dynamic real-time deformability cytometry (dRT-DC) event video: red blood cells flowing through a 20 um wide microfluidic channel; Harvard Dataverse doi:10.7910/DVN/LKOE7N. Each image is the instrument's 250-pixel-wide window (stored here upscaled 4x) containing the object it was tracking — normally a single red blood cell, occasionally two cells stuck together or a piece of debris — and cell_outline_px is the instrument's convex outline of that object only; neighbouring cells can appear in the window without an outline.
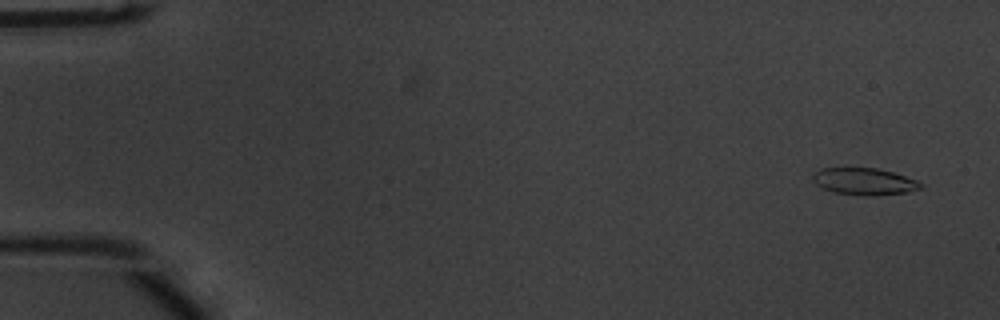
{"species": "common noctule bat (a hibernating species)", "species_latin": "Nyctalus noctula", "temperature_condition": "warm", "stored_images_in_passage": 54, "camera_frame_rate_fps": 3000, "um_per_image_px": 0.085, "animal": {"sex": "male", "body_mass_g": 20.1, "forearm_length_mm": 53.5}, "frame": {"image": 1, "passage_image": 3, "time_ms": 0.667, "image_size_px": [1000, 320], "cell_outline_px": [[924, 188], [908, 192], [876, 196], [864, 196], [836, 192], [824, 188], [816, 184], [812, 180], [812, 176], [820, 168], [876, 168], [892, 172], [916, 180], [924, 184]], "centroid_in_image_um": [73.5, 15.43], "position_along_channel_um": 11.5, "area_um2": 16.94}}
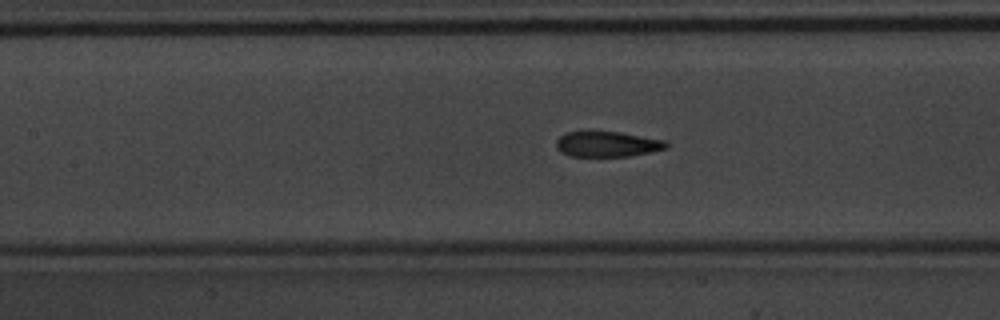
{"frame": {"image": 2, "passage_image": 25, "time_ms": 8.0, "image_size_px": [1000, 320], "cell_outline_px": [[668, 148], [652, 152], [632, 156], [568, 156], [560, 152], [556, 148], [556, 140], [560, 136], [568, 132], [620, 132], [668, 140]], "centroid_in_image_um": [51.66, 12.26], "position_along_channel_um": 155.7, "area_um2": 16.47}}
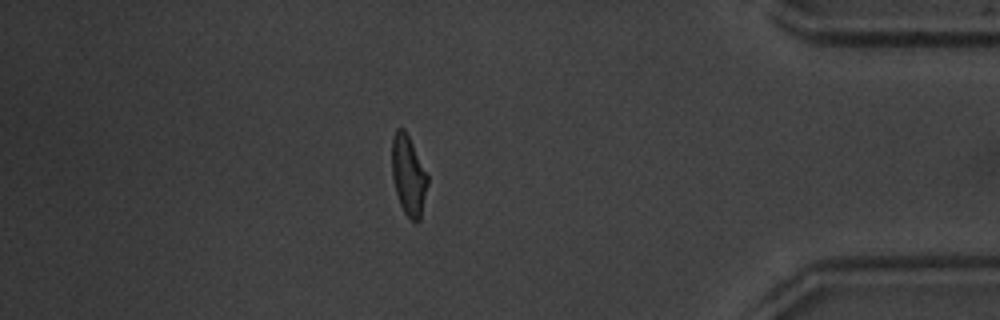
{"frame": {"image": 3, "passage_image": 47, "time_ms": 15.333, "image_size_px": [1000, 320], "cell_outline_px": [[428, 184], [420, 220], [416, 224], [404, 212], [400, 204], [396, 192], [392, 176], [392, 140], [396, 128], [404, 128], [428, 176]], "centroid_in_image_um": [34.72, 14.93], "position_along_channel_um": 400.5, "area_um2": 16.42}, "authors_computed_cell_mechanics": {"area_um2": 17.3111, "velocity_mm_per_s": 3.7983, "shape_relaxation_time_tau1_ms": 5.11, "shape_relaxation_time_tau2_ms": 1.3106, "deformation_change_tau1": 0.1728, "deformation_change_tau2": 0.0862}}